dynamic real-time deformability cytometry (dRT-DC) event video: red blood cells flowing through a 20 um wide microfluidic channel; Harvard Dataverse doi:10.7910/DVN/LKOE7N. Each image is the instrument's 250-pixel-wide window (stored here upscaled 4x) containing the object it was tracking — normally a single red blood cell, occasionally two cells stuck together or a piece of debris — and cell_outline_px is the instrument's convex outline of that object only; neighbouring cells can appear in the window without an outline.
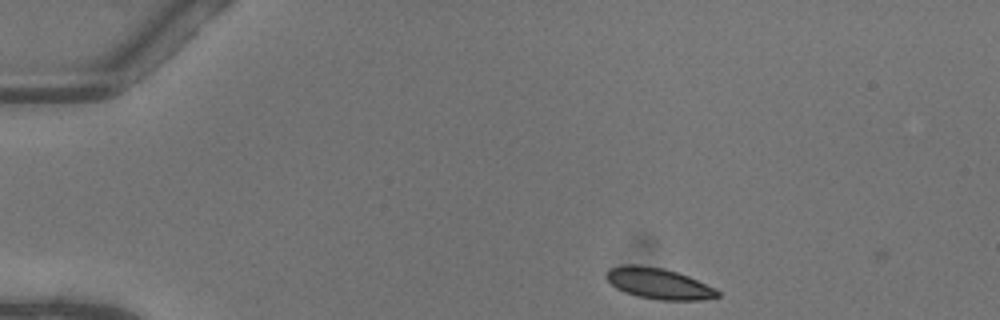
{"species": "common noctule bat (a hibernating species)", "species_latin": "Nyctalus noctula", "temperature_condition": "warm", "stored_images_in_passage": 5, "camera_frame_rate_fps": 3000, "um_per_image_px": 0.085, "animal": {"sex": "female"}, "frame": {"image": 1, "passage_image": 1, "time_ms": 0.0, "image_size_px": [1000, 320], "cell_outline_px": [[720, 296], [704, 300], [656, 300], [636, 296], [624, 292], [616, 288], [604, 276], [604, 272], [608, 268], [628, 264], [636, 264], [664, 268], [688, 276], [716, 288], [720, 292]], "centroid_in_image_um": [55.97, 24.1], "position_along_channel_um": 29.0, "area_um2": 20.35}}